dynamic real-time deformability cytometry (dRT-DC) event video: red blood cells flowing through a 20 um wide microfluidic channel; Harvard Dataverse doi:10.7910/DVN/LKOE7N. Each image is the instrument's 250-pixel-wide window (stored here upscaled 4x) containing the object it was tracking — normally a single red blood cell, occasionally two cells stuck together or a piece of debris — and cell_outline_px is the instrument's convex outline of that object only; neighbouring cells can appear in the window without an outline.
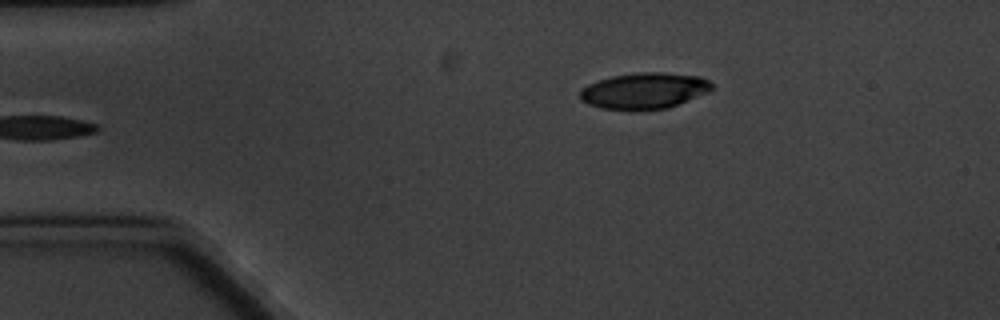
{"species": "common noctule bat (a hibernating species)", "species_latin": "Nyctalus noctula", "temperature_condition": "cold", "stored_images_in_passage": 5, "camera_frame_rate_fps": 3000, "um_per_image_px": 0.085, "animal": {"sex": "male", "body_mass_g": 20.1, "forearm_length_mm": 53.5}, "frame": {"image": 1, "passage_image": 5, "time_ms": 4.333, "image_size_px": [1000, 320], "cell_outline_px": [[712, 88], [708, 92], [668, 108], [600, 108], [588, 104], [580, 100], [580, 88], [588, 84], [612, 76], [636, 72], [664, 72], [700, 76], [708, 80], [712, 84]], "centroid_in_image_um": [54.76, 7.68], "position_along_channel_um": 30.2, "area_um2": 27.28}}